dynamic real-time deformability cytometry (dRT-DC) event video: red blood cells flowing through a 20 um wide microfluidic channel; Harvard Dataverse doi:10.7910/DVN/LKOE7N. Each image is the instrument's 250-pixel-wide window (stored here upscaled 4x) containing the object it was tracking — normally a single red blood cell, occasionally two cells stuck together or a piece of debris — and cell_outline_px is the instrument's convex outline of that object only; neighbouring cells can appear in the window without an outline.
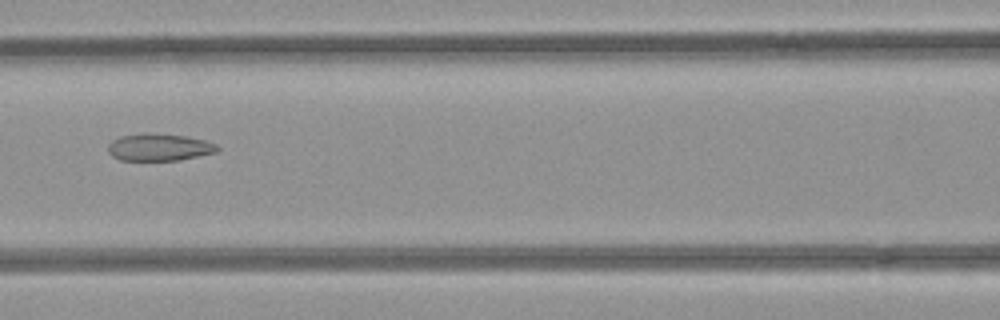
{"species": "common noctule bat (a hibernating species)", "species_latin": "Nyctalus noctula", "temperature_condition": "room temperature", "stored_images_in_passage": 9, "camera_frame_rate_fps": 3000, "um_per_image_px": 0.085, "animal": {"sex": "female", "body_mass_g": 21.9}, "frame": {"image": 1, "passage_image": 9, "time_ms": 2.667, "image_size_px": [1000, 320], "cell_outline_px": [[220, 148], [216, 152], [180, 160], [120, 160], [112, 156], [108, 152], [108, 144], [112, 140], [120, 136], [144, 132], [184, 136], [204, 140], [216, 144]], "centroid_in_image_um": [13.5, 12.51], "position_along_channel_um": 153.1, "area_um2": 17.34}}